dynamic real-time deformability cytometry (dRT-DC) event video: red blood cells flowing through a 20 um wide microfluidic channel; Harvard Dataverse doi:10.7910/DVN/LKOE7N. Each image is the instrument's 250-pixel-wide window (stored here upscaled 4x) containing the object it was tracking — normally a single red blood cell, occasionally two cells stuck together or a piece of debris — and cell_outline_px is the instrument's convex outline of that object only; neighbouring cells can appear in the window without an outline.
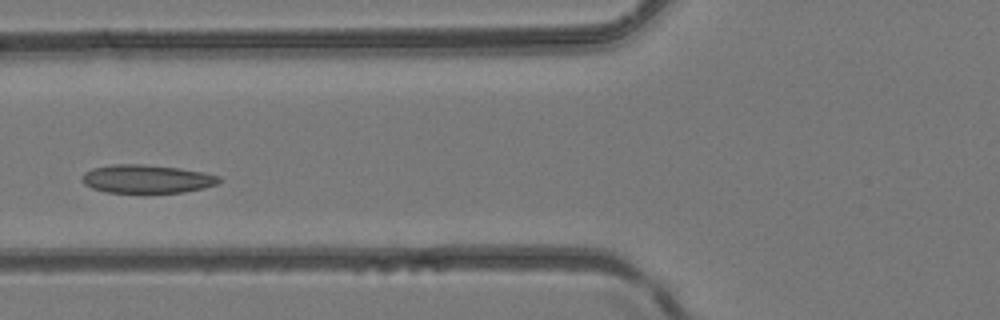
{"species": "common noctule bat (a hibernating species)", "species_latin": "Nyctalus noctula", "temperature_condition": "room temperature", "stored_images_in_passage": 3, "camera_frame_rate_fps": 3000, "um_per_image_px": 0.085, "animal": {"sex": "female", "body_mass_g": 24.6, "forearm_length_mm": 56.2}, "frame": {"image": 1, "passage_image": 3, "time_ms": 0.667, "image_size_px": [1000, 320], "cell_outline_px": [[220, 180], [216, 184], [204, 188], [184, 192], [104, 192], [92, 188], [84, 184], [80, 180], [84, 172], [92, 168], [112, 164], [140, 164], [180, 168], [204, 172], [220, 176]], "centroid_in_image_um": [12.45, 15.2], "position_along_channel_um": 113.4, "area_um2": 22.66}}